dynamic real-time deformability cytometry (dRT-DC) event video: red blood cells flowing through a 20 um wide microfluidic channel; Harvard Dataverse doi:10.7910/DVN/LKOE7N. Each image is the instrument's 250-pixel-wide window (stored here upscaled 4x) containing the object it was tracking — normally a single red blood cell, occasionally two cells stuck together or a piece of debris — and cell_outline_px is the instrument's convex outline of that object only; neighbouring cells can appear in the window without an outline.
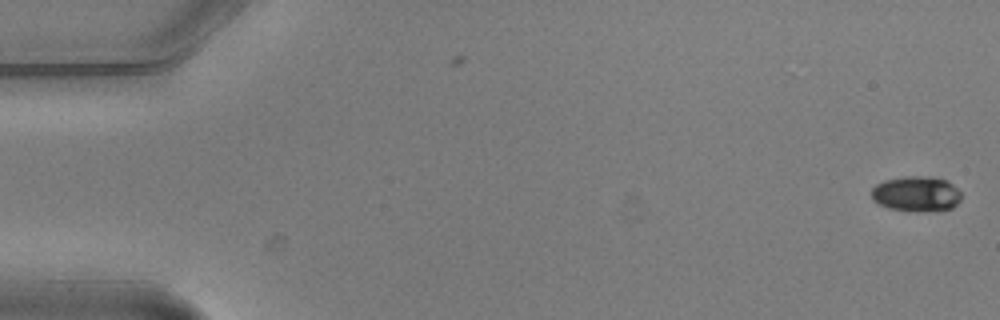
{"species": "common noctule bat (a hibernating species)", "species_latin": "Nyctalus noctula", "temperature_condition": "warm", "stored_images_in_passage": 11, "camera_frame_rate_fps": 3000, "um_per_image_px": 0.085, "animal": {"sex": "male", "body_mass_g": 20.5, "forearm_length_mm": 52.5}, "frame": {"image": 1, "passage_image": 1, "time_ms": 0.0, "image_size_px": [1000, 320], "cell_outline_px": [[960, 200], [952, 208], [888, 208], [872, 200], [872, 188], [876, 184], [884, 180], [904, 176], [932, 176], [948, 180], [960, 192]], "centroid_in_image_um": [77.86, 16.39], "position_along_channel_um": 7.1, "area_um2": 17.63}}
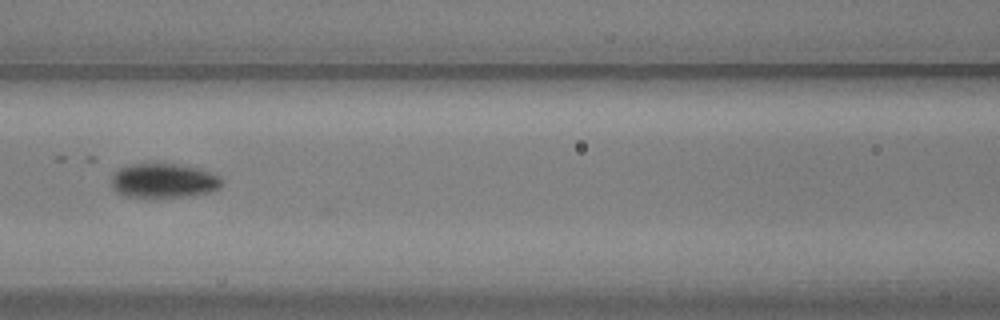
{"frame": {"image": 2, "passage_image": 7, "time_ms": 2.0, "image_size_px": [1000, 320], "cell_outline_px": [[224, 184], [220, 188], [208, 192], [184, 196], [148, 200], [124, 196], [116, 192], [112, 188], [112, 176], [120, 168], [132, 164], [176, 164], [196, 168], [220, 176], [224, 180]], "centroid_in_image_um": [13.89, 15.41], "position_along_channel_um": 152.7, "area_um2": 22.6}}
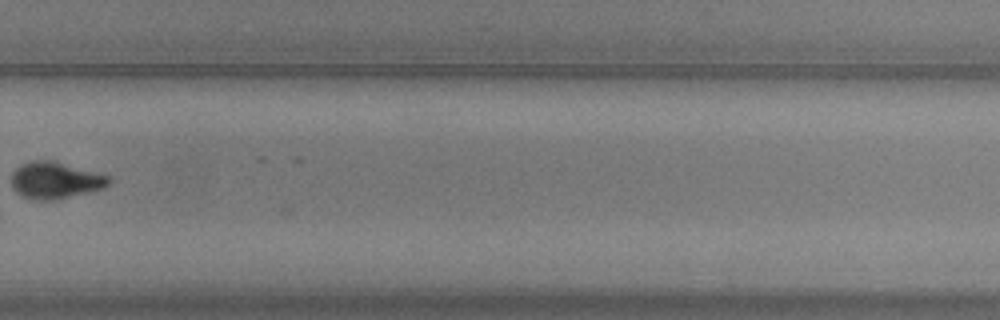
{"frame": {"image": 3, "passage_image": 11, "time_ms": 3.333, "image_size_px": [1000, 320], "cell_outline_px": [[112, 180], [104, 188], [92, 192], [56, 200], [32, 200], [16, 192], [12, 188], [12, 172], [20, 164], [32, 160], [52, 160], [112, 176]], "centroid_in_image_um": [4.72, 15.33], "position_along_channel_um": 325.1, "area_um2": 21.21}}